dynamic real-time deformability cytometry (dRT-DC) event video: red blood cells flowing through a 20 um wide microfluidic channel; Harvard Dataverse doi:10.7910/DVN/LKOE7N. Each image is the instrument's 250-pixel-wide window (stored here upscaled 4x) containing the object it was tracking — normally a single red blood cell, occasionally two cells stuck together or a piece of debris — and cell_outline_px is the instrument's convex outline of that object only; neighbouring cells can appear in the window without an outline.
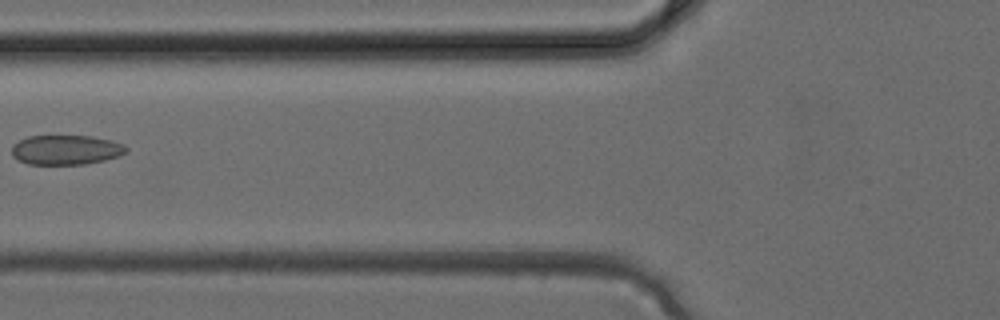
{"species": "common noctule bat (a hibernating species)", "species_latin": "Nyctalus noctula", "temperature_condition": "cold", "stored_images_in_passage": 6, "camera_frame_rate_fps": 3000, "um_per_image_px": 0.085, "animal": {"sex": "female", "body_mass_g": 24.6, "forearm_length_mm": 56.2}, "frame": {"image": 1, "passage_image": 6, "time_ms": 1.667, "image_size_px": [1000, 320], "cell_outline_px": [[128, 152], [120, 156], [104, 160], [84, 164], [28, 164], [16, 160], [12, 156], [12, 144], [28, 136], [92, 136], [112, 140], [124, 144], [128, 148]], "centroid_in_image_um": [5.62, 12.74], "position_along_channel_um": 120.2, "area_um2": 20.0}}